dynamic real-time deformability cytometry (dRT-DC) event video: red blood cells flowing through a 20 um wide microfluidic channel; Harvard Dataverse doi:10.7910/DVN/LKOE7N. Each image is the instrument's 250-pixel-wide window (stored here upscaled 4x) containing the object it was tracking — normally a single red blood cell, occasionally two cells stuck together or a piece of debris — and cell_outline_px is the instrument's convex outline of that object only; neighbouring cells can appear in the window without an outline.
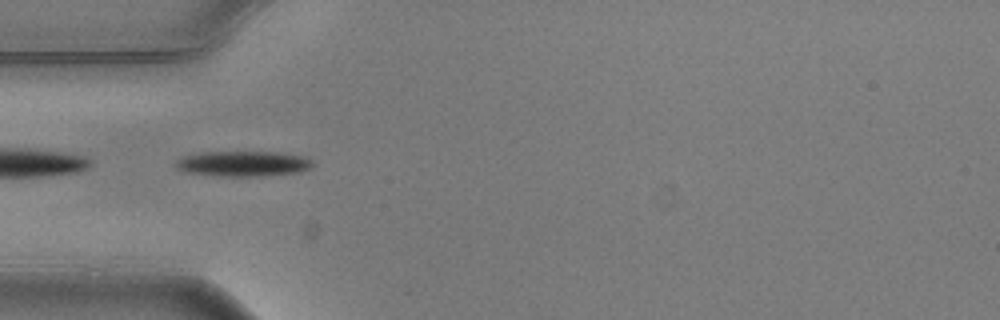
{"species": "common noctule bat (a hibernating species)", "species_latin": "Nyctalus noctula", "temperature_condition": "warm", "stored_images_in_passage": 5, "camera_frame_rate_fps": 3000, "um_per_image_px": 0.085, "animal": {"sex": "male", "body_mass_g": 20.5, "forearm_length_mm": 52.5}, "frame": {"image": 1, "passage_image": 1, "time_ms": 0.0, "image_size_px": [1000, 320], "cell_outline_px": [[316, 164], [300, 172], [264, 176], [216, 176], [184, 172], [176, 168], [172, 164], [180, 156], [200, 152], [280, 152], [304, 156], [312, 160]], "centroid_in_image_um": [20.62, 13.91], "position_along_channel_um": 64.4, "area_um2": 20.69}}
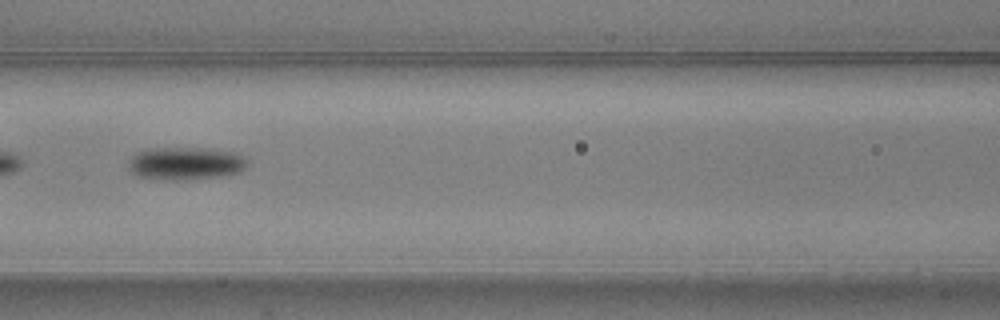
{"frame": {"image": 2, "passage_image": 3, "time_ms": 0.667, "image_size_px": [1000, 320], "cell_outline_px": [[248, 164], [240, 172], [220, 176], [180, 180], [168, 180], [140, 176], [132, 172], [128, 168], [128, 160], [136, 152], [148, 148], [208, 148], [236, 152], [244, 156], [248, 160]], "centroid_in_image_um": [15.78, 13.87], "position_along_channel_um": 150.8, "area_um2": 22.89}}
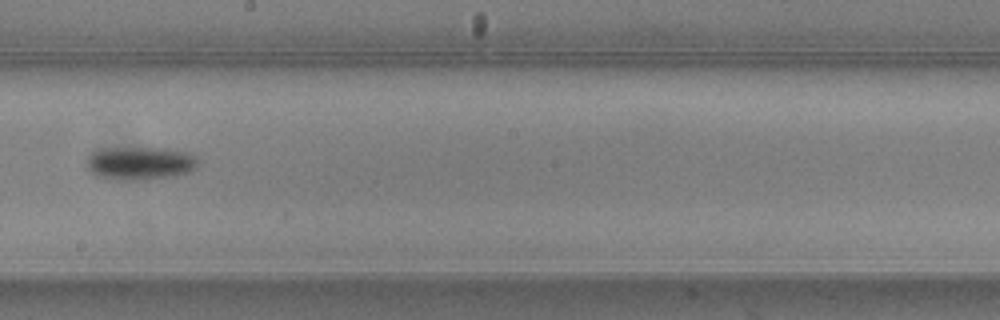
{"frame": {"image": 3, "passage_image": 5, "time_ms": 1.333, "image_size_px": [1000, 320], "cell_outline_px": [[200, 160], [196, 168], [188, 172], [168, 176], [144, 180], [108, 180], [96, 176], [88, 168], [88, 160], [92, 152], [100, 148], [164, 148], [188, 152], [196, 156]], "centroid_in_image_um": [11.91, 13.87], "position_along_channel_um": 236.3, "area_um2": 21.68}}